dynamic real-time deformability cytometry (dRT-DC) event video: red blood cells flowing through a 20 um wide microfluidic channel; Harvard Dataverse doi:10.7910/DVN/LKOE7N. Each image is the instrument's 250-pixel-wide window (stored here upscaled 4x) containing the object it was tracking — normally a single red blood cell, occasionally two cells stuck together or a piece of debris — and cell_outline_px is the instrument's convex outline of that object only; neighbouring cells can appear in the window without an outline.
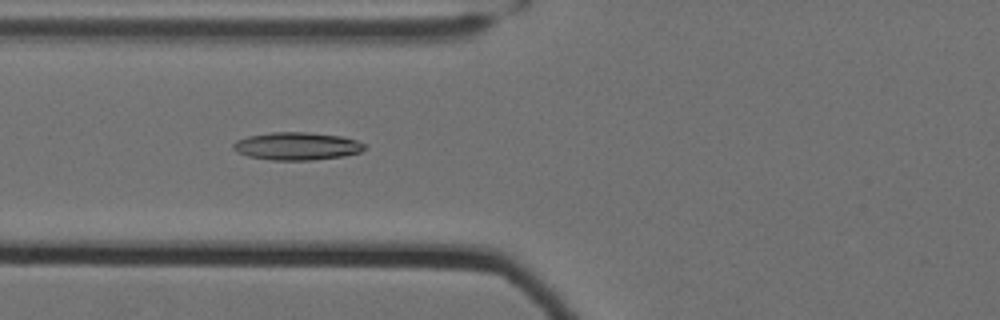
{"species": "Egyptian fruit bat (a non-hibernating species)", "species_latin": "Rousettus aegyptiacus", "temperature_condition": "cold", "stored_images_in_passage": 61, "camera_frame_rate_fps": 3000, "um_per_image_px": 0.085, "animal": {"sex": "female"}, "frame": {"image": 1, "passage_image": 27, "time_ms": 8.667, "image_size_px": [1000, 320], "cell_outline_px": [[364, 148], [360, 152], [344, 156], [312, 160], [272, 160], [248, 156], [236, 152], [232, 148], [232, 144], [236, 140], [248, 136], [272, 132], [308, 132], [340, 136], [356, 140], [364, 144]], "centroid_in_image_um": [25.2, 12.42], "position_along_channel_um": 100.6, "area_um2": 21.21}}
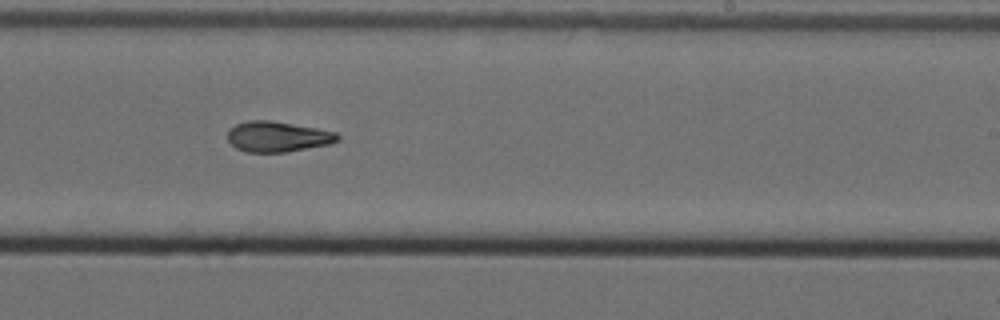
{"frame": {"image": 2, "passage_image": 41, "time_ms": 13.333, "image_size_px": [1000, 320], "cell_outline_px": [[340, 140], [332, 144], [288, 152], [248, 152], [236, 148], [228, 140], [228, 128], [236, 124], [248, 120], [268, 120], [316, 128], [336, 132], [340, 136]], "centroid_in_image_um": [23.62, 11.62], "position_along_channel_um": 265.4, "area_um2": 19.65}}
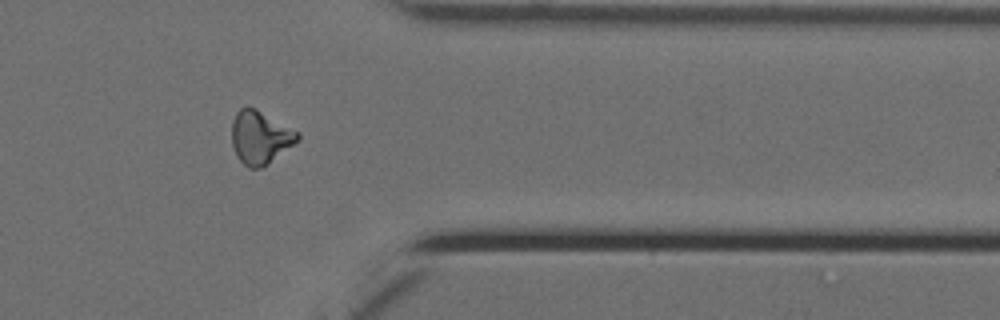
{"frame": {"image": 3, "passage_image": 52, "time_ms": 17.0, "image_size_px": [1000, 320], "cell_outline_px": [[300, 140], [268, 164], [260, 168], [248, 168], [236, 156], [232, 144], [232, 120], [236, 112], [240, 108], [256, 108], [300, 132]], "centroid_in_image_um": [22.13, 11.68], "position_along_channel_um": 389.3, "area_um2": 20.52}, "authors_computed_cell_mechanics": {"area_um2": 19.941, "velocity_mm_per_s": 3.5125, "shape_relaxation_time_tau1_ms": null, "shape_relaxation_time_tau2_ms": 6.3084, "deformation_change_tau1": null, "deformation_change_tau2": 0.1566}}